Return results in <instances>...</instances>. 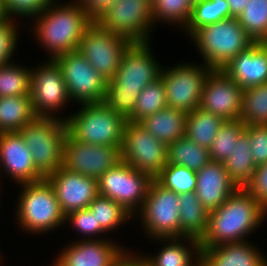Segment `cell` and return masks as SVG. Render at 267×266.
I'll list each match as a JSON object with an SVG mask.
<instances>
[{
    "label": "cell",
    "mask_w": 267,
    "mask_h": 266,
    "mask_svg": "<svg viewBox=\"0 0 267 266\" xmlns=\"http://www.w3.org/2000/svg\"><path fill=\"white\" fill-rule=\"evenodd\" d=\"M150 42H133L125 51L118 71L106 82L103 103L126 119L140 92L160 78L162 66L153 57Z\"/></svg>",
    "instance_id": "obj_1"
},
{
    "label": "cell",
    "mask_w": 267,
    "mask_h": 266,
    "mask_svg": "<svg viewBox=\"0 0 267 266\" xmlns=\"http://www.w3.org/2000/svg\"><path fill=\"white\" fill-rule=\"evenodd\" d=\"M266 217L267 210L244 188H238L220 207L209 212L206 232L199 240L200 250L247 241L245 238Z\"/></svg>",
    "instance_id": "obj_2"
},
{
    "label": "cell",
    "mask_w": 267,
    "mask_h": 266,
    "mask_svg": "<svg viewBox=\"0 0 267 266\" xmlns=\"http://www.w3.org/2000/svg\"><path fill=\"white\" fill-rule=\"evenodd\" d=\"M34 20V36L48 52L49 59L78 50L80 40L93 19L76 1L63 5L53 0Z\"/></svg>",
    "instance_id": "obj_3"
},
{
    "label": "cell",
    "mask_w": 267,
    "mask_h": 266,
    "mask_svg": "<svg viewBox=\"0 0 267 266\" xmlns=\"http://www.w3.org/2000/svg\"><path fill=\"white\" fill-rule=\"evenodd\" d=\"M189 37L203 56V64L212 70H222L254 43L236 17L199 27Z\"/></svg>",
    "instance_id": "obj_4"
},
{
    "label": "cell",
    "mask_w": 267,
    "mask_h": 266,
    "mask_svg": "<svg viewBox=\"0 0 267 266\" xmlns=\"http://www.w3.org/2000/svg\"><path fill=\"white\" fill-rule=\"evenodd\" d=\"M18 185L22 186V190L15 210L22 230L42 235V232L46 234L64 225L65 214L58 203L54 188L46 178Z\"/></svg>",
    "instance_id": "obj_5"
},
{
    "label": "cell",
    "mask_w": 267,
    "mask_h": 266,
    "mask_svg": "<svg viewBox=\"0 0 267 266\" xmlns=\"http://www.w3.org/2000/svg\"><path fill=\"white\" fill-rule=\"evenodd\" d=\"M81 109L65 116L68 134L83 143L121 149L127 119L103 102L80 104Z\"/></svg>",
    "instance_id": "obj_6"
},
{
    "label": "cell",
    "mask_w": 267,
    "mask_h": 266,
    "mask_svg": "<svg viewBox=\"0 0 267 266\" xmlns=\"http://www.w3.org/2000/svg\"><path fill=\"white\" fill-rule=\"evenodd\" d=\"M61 118L36 117L19 131L31 152L35 169L44 178L62 166L68 131L65 119Z\"/></svg>",
    "instance_id": "obj_7"
},
{
    "label": "cell",
    "mask_w": 267,
    "mask_h": 266,
    "mask_svg": "<svg viewBox=\"0 0 267 266\" xmlns=\"http://www.w3.org/2000/svg\"><path fill=\"white\" fill-rule=\"evenodd\" d=\"M97 180L100 195L121 204L130 214L137 216L154 179L120 160Z\"/></svg>",
    "instance_id": "obj_8"
},
{
    "label": "cell",
    "mask_w": 267,
    "mask_h": 266,
    "mask_svg": "<svg viewBox=\"0 0 267 266\" xmlns=\"http://www.w3.org/2000/svg\"><path fill=\"white\" fill-rule=\"evenodd\" d=\"M95 21L132 42H149L155 23L151 0H116ZM154 24V25H153Z\"/></svg>",
    "instance_id": "obj_9"
},
{
    "label": "cell",
    "mask_w": 267,
    "mask_h": 266,
    "mask_svg": "<svg viewBox=\"0 0 267 266\" xmlns=\"http://www.w3.org/2000/svg\"><path fill=\"white\" fill-rule=\"evenodd\" d=\"M145 234L150 238L180 237L179 194L151 182L138 211Z\"/></svg>",
    "instance_id": "obj_10"
},
{
    "label": "cell",
    "mask_w": 267,
    "mask_h": 266,
    "mask_svg": "<svg viewBox=\"0 0 267 266\" xmlns=\"http://www.w3.org/2000/svg\"><path fill=\"white\" fill-rule=\"evenodd\" d=\"M133 42L102 28L95 20L80 40L78 51L103 77L110 81L118 71L121 59Z\"/></svg>",
    "instance_id": "obj_11"
},
{
    "label": "cell",
    "mask_w": 267,
    "mask_h": 266,
    "mask_svg": "<svg viewBox=\"0 0 267 266\" xmlns=\"http://www.w3.org/2000/svg\"><path fill=\"white\" fill-rule=\"evenodd\" d=\"M168 146L139 123H126L120 149L121 160L155 179L167 164Z\"/></svg>",
    "instance_id": "obj_12"
},
{
    "label": "cell",
    "mask_w": 267,
    "mask_h": 266,
    "mask_svg": "<svg viewBox=\"0 0 267 266\" xmlns=\"http://www.w3.org/2000/svg\"><path fill=\"white\" fill-rule=\"evenodd\" d=\"M211 70L203 63L187 62L162 68L160 78L165 86L167 107L187 113L199 107L203 85Z\"/></svg>",
    "instance_id": "obj_13"
},
{
    "label": "cell",
    "mask_w": 267,
    "mask_h": 266,
    "mask_svg": "<svg viewBox=\"0 0 267 266\" xmlns=\"http://www.w3.org/2000/svg\"><path fill=\"white\" fill-rule=\"evenodd\" d=\"M69 99L78 104L101 103L105 97L106 80L78 51L57 55Z\"/></svg>",
    "instance_id": "obj_14"
},
{
    "label": "cell",
    "mask_w": 267,
    "mask_h": 266,
    "mask_svg": "<svg viewBox=\"0 0 267 266\" xmlns=\"http://www.w3.org/2000/svg\"><path fill=\"white\" fill-rule=\"evenodd\" d=\"M47 61L31 69L30 96L37 117L55 118V113L71 100L60 66L54 59Z\"/></svg>",
    "instance_id": "obj_15"
},
{
    "label": "cell",
    "mask_w": 267,
    "mask_h": 266,
    "mask_svg": "<svg viewBox=\"0 0 267 266\" xmlns=\"http://www.w3.org/2000/svg\"><path fill=\"white\" fill-rule=\"evenodd\" d=\"M120 160L118 147L83 143L66 135L62 162L66 170L98 179Z\"/></svg>",
    "instance_id": "obj_16"
},
{
    "label": "cell",
    "mask_w": 267,
    "mask_h": 266,
    "mask_svg": "<svg viewBox=\"0 0 267 266\" xmlns=\"http://www.w3.org/2000/svg\"><path fill=\"white\" fill-rule=\"evenodd\" d=\"M243 89L223 70H211L205 79L199 107L224 121L240 119Z\"/></svg>",
    "instance_id": "obj_17"
},
{
    "label": "cell",
    "mask_w": 267,
    "mask_h": 266,
    "mask_svg": "<svg viewBox=\"0 0 267 266\" xmlns=\"http://www.w3.org/2000/svg\"><path fill=\"white\" fill-rule=\"evenodd\" d=\"M46 179L54 188L65 216L72 211L88 208L99 195L97 179L66 170L62 166Z\"/></svg>",
    "instance_id": "obj_18"
},
{
    "label": "cell",
    "mask_w": 267,
    "mask_h": 266,
    "mask_svg": "<svg viewBox=\"0 0 267 266\" xmlns=\"http://www.w3.org/2000/svg\"><path fill=\"white\" fill-rule=\"evenodd\" d=\"M75 240L62 248L52 266H113L124 251L113 239ZM109 239V240H108ZM113 240V241H112Z\"/></svg>",
    "instance_id": "obj_19"
},
{
    "label": "cell",
    "mask_w": 267,
    "mask_h": 266,
    "mask_svg": "<svg viewBox=\"0 0 267 266\" xmlns=\"http://www.w3.org/2000/svg\"><path fill=\"white\" fill-rule=\"evenodd\" d=\"M1 169L17 184L44 179L35 169L31 152L19 132L0 133V172Z\"/></svg>",
    "instance_id": "obj_20"
},
{
    "label": "cell",
    "mask_w": 267,
    "mask_h": 266,
    "mask_svg": "<svg viewBox=\"0 0 267 266\" xmlns=\"http://www.w3.org/2000/svg\"><path fill=\"white\" fill-rule=\"evenodd\" d=\"M197 198L208 212L220 207L239 187L229 177L224 164L210 160L196 172Z\"/></svg>",
    "instance_id": "obj_21"
},
{
    "label": "cell",
    "mask_w": 267,
    "mask_h": 266,
    "mask_svg": "<svg viewBox=\"0 0 267 266\" xmlns=\"http://www.w3.org/2000/svg\"><path fill=\"white\" fill-rule=\"evenodd\" d=\"M222 70L242 89L267 83V43L254 42Z\"/></svg>",
    "instance_id": "obj_22"
},
{
    "label": "cell",
    "mask_w": 267,
    "mask_h": 266,
    "mask_svg": "<svg viewBox=\"0 0 267 266\" xmlns=\"http://www.w3.org/2000/svg\"><path fill=\"white\" fill-rule=\"evenodd\" d=\"M200 263L201 266H267V257L251 242L242 241L200 250Z\"/></svg>",
    "instance_id": "obj_23"
},
{
    "label": "cell",
    "mask_w": 267,
    "mask_h": 266,
    "mask_svg": "<svg viewBox=\"0 0 267 266\" xmlns=\"http://www.w3.org/2000/svg\"><path fill=\"white\" fill-rule=\"evenodd\" d=\"M152 240L166 241V245L154 256L145 255L149 266H201L199 240L190 237L153 238Z\"/></svg>",
    "instance_id": "obj_24"
},
{
    "label": "cell",
    "mask_w": 267,
    "mask_h": 266,
    "mask_svg": "<svg viewBox=\"0 0 267 266\" xmlns=\"http://www.w3.org/2000/svg\"><path fill=\"white\" fill-rule=\"evenodd\" d=\"M187 114L182 110L166 107L145 117L139 124L168 146L185 136Z\"/></svg>",
    "instance_id": "obj_25"
},
{
    "label": "cell",
    "mask_w": 267,
    "mask_h": 266,
    "mask_svg": "<svg viewBox=\"0 0 267 266\" xmlns=\"http://www.w3.org/2000/svg\"><path fill=\"white\" fill-rule=\"evenodd\" d=\"M180 237L200 240L208 225L209 212L195 192L179 194Z\"/></svg>",
    "instance_id": "obj_26"
},
{
    "label": "cell",
    "mask_w": 267,
    "mask_h": 266,
    "mask_svg": "<svg viewBox=\"0 0 267 266\" xmlns=\"http://www.w3.org/2000/svg\"><path fill=\"white\" fill-rule=\"evenodd\" d=\"M36 117L30 95L0 98V133L19 132Z\"/></svg>",
    "instance_id": "obj_27"
},
{
    "label": "cell",
    "mask_w": 267,
    "mask_h": 266,
    "mask_svg": "<svg viewBox=\"0 0 267 266\" xmlns=\"http://www.w3.org/2000/svg\"><path fill=\"white\" fill-rule=\"evenodd\" d=\"M250 148V137L244 131L231 155L223 163L229 177L239 188H243L251 180L256 169Z\"/></svg>",
    "instance_id": "obj_28"
},
{
    "label": "cell",
    "mask_w": 267,
    "mask_h": 266,
    "mask_svg": "<svg viewBox=\"0 0 267 266\" xmlns=\"http://www.w3.org/2000/svg\"><path fill=\"white\" fill-rule=\"evenodd\" d=\"M224 122L218 115L197 107L187 114L185 136L209 149Z\"/></svg>",
    "instance_id": "obj_29"
},
{
    "label": "cell",
    "mask_w": 267,
    "mask_h": 266,
    "mask_svg": "<svg viewBox=\"0 0 267 266\" xmlns=\"http://www.w3.org/2000/svg\"><path fill=\"white\" fill-rule=\"evenodd\" d=\"M167 151V163L184 166L194 172L201 170L210 161L208 149L186 136L168 145Z\"/></svg>",
    "instance_id": "obj_30"
},
{
    "label": "cell",
    "mask_w": 267,
    "mask_h": 266,
    "mask_svg": "<svg viewBox=\"0 0 267 266\" xmlns=\"http://www.w3.org/2000/svg\"><path fill=\"white\" fill-rule=\"evenodd\" d=\"M88 208L94 214L96 225H99L103 233H108L112 229L114 231L134 217L121 204L100 194L89 204Z\"/></svg>",
    "instance_id": "obj_31"
},
{
    "label": "cell",
    "mask_w": 267,
    "mask_h": 266,
    "mask_svg": "<svg viewBox=\"0 0 267 266\" xmlns=\"http://www.w3.org/2000/svg\"><path fill=\"white\" fill-rule=\"evenodd\" d=\"M167 107L165 86L161 78L148 84L139 94L128 122L139 123L145 117Z\"/></svg>",
    "instance_id": "obj_32"
},
{
    "label": "cell",
    "mask_w": 267,
    "mask_h": 266,
    "mask_svg": "<svg viewBox=\"0 0 267 266\" xmlns=\"http://www.w3.org/2000/svg\"><path fill=\"white\" fill-rule=\"evenodd\" d=\"M240 120L245 125L267 124V83L243 89Z\"/></svg>",
    "instance_id": "obj_33"
},
{
    "label": "cell",
    "mask_w": 267,
    "mask_h": 266,
    "mask_svg": "<svg viewBox=\"0 0 267 266\" xmlns=\"http://www.w3.org/2000/svg\"><path fill=\"white\" fill-rule=\"evenodd\" d=\"M237 20L254 42L267 43V0H249Z\"/></svg>",
    "instance_id": "obj_34"
},
{
    "label": "cell",
    "mask_w": 267,
    "mask_h": 266,
    "mask_svg": "<svg viewBox=\"0 0 267 266\" xmlns=\"http://www.w3.org/2000/svg\"><path fill=\"white\" fill-rule=\"evenodd\" d=\"M227 18H230L227 0H203L193 4L191 18L184 30L186 35H191L199 27Z\"/></svg>",
    "instance_id": "obj_35"
},
{
    "label": "cell",
    "mask_w": 267,
    "mask_h": 266,
    "mask_svg": "<svg viewBox=\"0 0 267 266\" xmlns=\"http://www.w3.org/2000/svg\"><path fill=\"white\" fill-rule=\"evenodd\" d=\"M11 62L0 66V98L30 95L31 69Z\"/></svg>",
    "instance_id": "obj_36"
},
{
    "label": "cell",
    "mask_w": 267,
    "mask_h": 266,
    "mask_svg": "<svg viewBox=\"0 0 267 266\" xmlns=\"http://www.w3.org/2000/svg\"><path fill=\"white\" fill-rule=\"evenodd\" d=\"M245 128L246 125L240 119L225 121L208 149L210 160L224 163L231 155L237 140L245 131Z\"/></svg>",
    "instance_id": "obj_37"
},
{
    "label": "cell",
    "mask_w": 267,
    "mask_h": 266,
    "mask_svg": "<svg viewBox=\"0 0 267 266\" xmlns=\"http://www.w3.org/2000/svg\"><path fill=\"white\" fill-rule=\"evenodd\" d=\"M193 10L190 0H153L152 14L154 23L163 20L164 23H172L185 28Z\"/></svg>",
    "instance_id": "obj_38"
},
{
    "label": "cell",
    "mask_w": 267,
    "mask_h": 266,
    "mask_svg": "<svg viewBox=\"0 0 267 266\" xmlns=\"http://www.w3.org/2000/svg\"><path fill=\"white\" fill-rule=\"evenodd\" d=\"M155 180L164 188L177 194L195 192L196 172L180 165L167 163Z\"/></svg>",
    "instance_id": "obj_39"
},
{
    "label": "cell",
    "mask_w": 267,
    "mask_h": 266,
    "mask_svg": "<svg viewBox=\"0 0 267 266\" xmlns=\"http://www.w3.org/2000/svg\"><path fill=\"white\" fill-rule=\"evenodd\" d=\"M6 17L15 20L21 18H35L43 13L53 0H1Z\"/></svg>",
    "instance_id": "obj_40"
},
{
    "label": "cell",
    "mask_w": 267,
    "mask_h": 266,
    "mask_svg": "<svg viewBox=\"0 0 267 266\" xmlns=\"http://www.w3.org/2000/svg\"><path fill=\"white\" fill-rule=\"evenodd\" d=\"M66 223L71 224L70 227H73L72 229H75L79 234H83L82 240H96L97 236L104 235L99 225H96L95 216L89 208L68 213L65 216Z\"/></svg>",
    "instance_id": "obj_41"
},
{
    "label": "cell",
    "mask_w": 267,
    "mask_h": 266,
    "mask_svg": "<svg viewBox=\"0 0 267 266\" xmlns=\"http://www.w3.org/2000/svg\"><path fill=\"white\" fill-rule=\"evenodd\" d=\"M19 22L7 19L0 23V66L11 63V58L16 51L19 35L17 26Z\"/></svg>",
    "instance_id": "obj_42"
},
{
    "label": "cell",
    "mask_w": 267,
    "mask_h": 266,
    "mask_svg": "<svg viewBox=\"0 0 267 266\" xmlns=\"http://www.w3.org/2000/svg\"><path fill=\"white\" fill-rule=\"evenodd\" d=\"M245 132L250 137V151L256 167L267 163V124L246 125Z\"/></svg>",
    "instance_id": "obj_43"
},
{
    "label": "cell",
    "mask_w": 267,
    "mask_h": 266,
    "mask_svg": "<svg viewBox=\"0 0 267 266\" xmlns=\"http://www.w3.org/2000/svg\"><path fill=\"white\" fill-rule=\"evenodd\" d=\"M243 188L267 210V163L256 167L253 177Z\"/></svg>",
    "instance_id": "obj_44"
},
{
    "label": "cell",
    "mask_w": 267,
    "mask_h": 266,
    "mask_svg": "<svg viewBox=\"0 0 267 266\" xmlns=\"http://www.w3.org/2000/svg\"><path fill=\"white\" fill-rule=\"evenodd\" d=\"M87 14L95 20L116 0H76Z\"/></svg>",
    "instance_id": "obj_45"
},
{
    "label": "cell",
    "mask_w": 267,
    "mask_h": 266,
    "mask_svg": "<svg viewBox=\"0 0 267 266\" xmlns=\"http://www.w3.org/2000/svg\"><path fill=\"white\" fill-rule=\"evenodd\" d=\"M131 253L129 250L127 252V249H124L122 254L114 261L113 266H149L144 255L138 256V252L135 255L134 252Z\"/></svg>",
    "instance_id": "obj_46"
},
{
    "label": "cell",
    "mask_w": 267,
    "mask_h": 266,
    "mask_svg": "<svg viewBox=\"0 0 267 266\" xmlns=\"http://www.w3.org/2000/svg\"><path fill=\"white\" fill-rule=\"evenodd\" d=\"M249 0H227L230 10V18L238 17L248 4Z\"/></svg>",
    "instance_id": "obj_47"
},
{
    "label": "cell",
    "mask_w": 267,
    "mask_h": 266,
    "mask_svg": "<svg viewBox=\"0 0 267 266\" xmlns=\"http://www.w3.org/2000/svg\"><path fill=\"white\" fill-rule=\"evenodd\" d=\"M7 19L2 1L0 0V23L6 21Z\"/></svg>",
    "instance_id": "obj_48"
},
{
    "label": "cell",
    "mask_w": 267,
    "mask_h": 266,
    "mask_svg": "<svg viewBox=\"0 0 267 266\" xmlns=\"http://www.w3.org/2000/svg\"><path fill=\"white\" fill-rule=\"evenodd\" d=\"M192 2V4H195L197 2L203 1V0H190Z\"/></svg>",
    "instance_id": "obj_49"
}]
</instances>
